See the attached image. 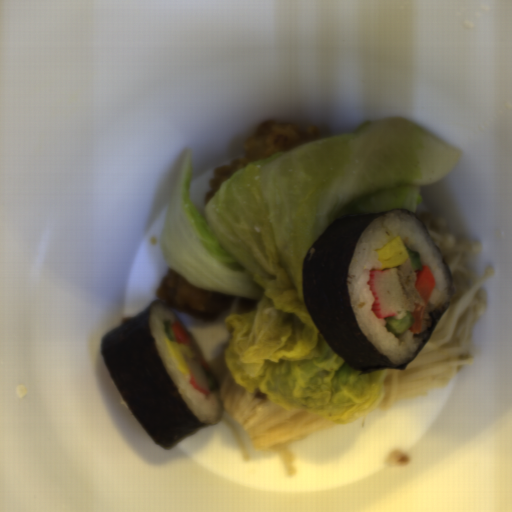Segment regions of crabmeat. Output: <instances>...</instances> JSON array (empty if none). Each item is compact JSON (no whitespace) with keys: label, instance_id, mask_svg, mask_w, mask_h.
I'll use <instances>...</instances> for the list:
<instances>
[{"label":"crabmeat","instance_id":"obj_1","mask_svg":"<svg viewBox=\"0 0 512 512\" xmlns=\"http://www.w3.org/2000/svg\"><path fill=\"white\" fill-rule=\"evenodd\" d=\"M374 297L371 310L376 318L403 319L407 311L403 308V288L396 267L372 270L367 283Z\"/></svg>","mask_w":512,"mask_h":512},{"label":"crabmeat","instance_id":"obj_2","mask_svg":"<svg viewBox=\"0 0 512 512\" xmlns=\"http://www.w3.org/2000/svg\"><path fill=\"white\" fill-rule=\"evenodd\" d=\"M185 358L189 366L190 385L208 397L210 392L205 370L202 369L193 357L188 358L185 356Z\"/></svg>","mask_w":512,"mask_h":512}]
</instances>
